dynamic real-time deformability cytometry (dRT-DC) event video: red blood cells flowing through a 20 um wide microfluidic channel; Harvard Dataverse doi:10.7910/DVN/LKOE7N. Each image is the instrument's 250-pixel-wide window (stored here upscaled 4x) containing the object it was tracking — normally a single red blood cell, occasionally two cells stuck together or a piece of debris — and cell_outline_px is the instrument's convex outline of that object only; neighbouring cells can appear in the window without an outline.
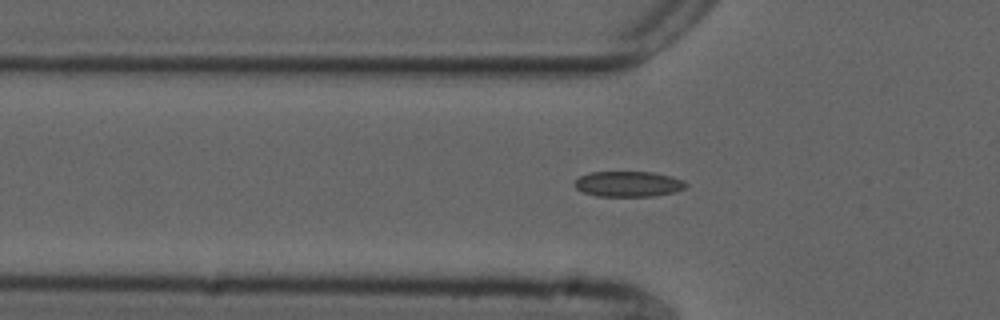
{"species": "common noctule bat (a hibernating species)", "species_latin": "Nyctalus noctula", "temperature_condition": "cold", "stored_images_in_passage": 43, "camera_frame_rate_fps": 3000, "um_per_image_px": 0.085, "animal": {"sex": "male", "forearm_length_mm": 52.5}, "frame": {"image": 1, "passage_image": 13, "time_ms": 4.0, "image_size_px": [1000, 320], "cell_outline_px": [[688, 184], [684, 188], [676, 192], [652, 196], [596, 196], [584, 192], [576, 188], [576, 180], [580, 176], [588, 172], [652, 172], [672, 176], [684, 180]], "centroid_in_image_um": [53.44, 15.63], "position_along_channel_um": 72.4, "area_um2": 16.53}}
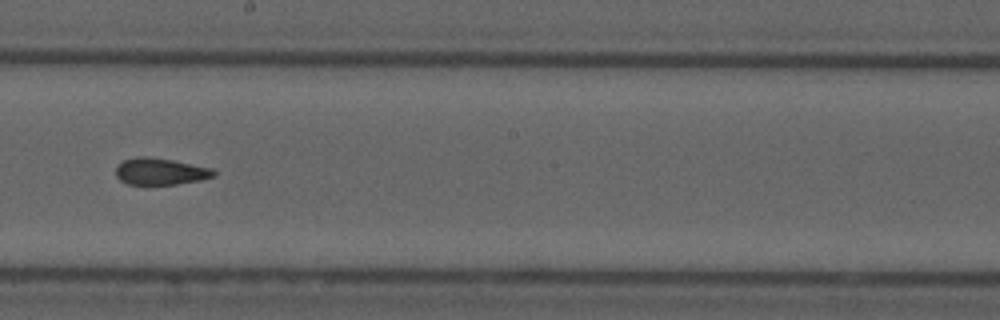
{"frame": {"image": 2, "passage_image": 26, "time_ms": 8.333, "image_size_px": [1000, 320], "cell_outline_px": [[216, 176], [200, 180], [176, 184], [128, 184], [120, 180], [116, 176], [116, 164], [124, 160], [136, 156], [148, 156], [172, 160], [212, 168], [216, 172]], "centroid_in_image_um": [13.61, 14.56], "position_along_channel_um": 234.6, "area_um2": 15.32}}
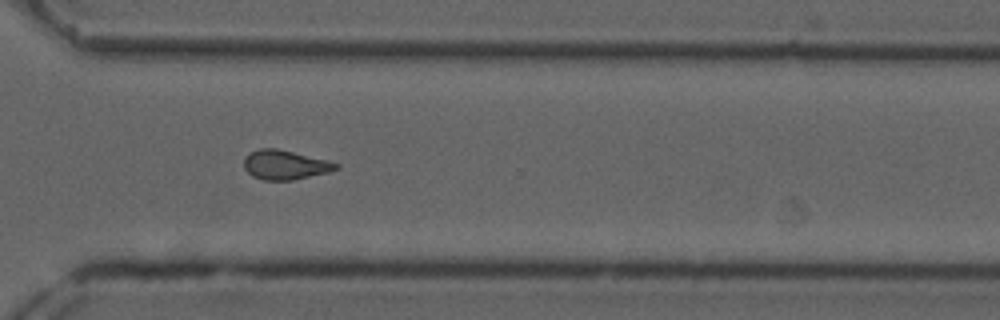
{"frame": {"image": 3, "passage_image": 35, "time_ms": 11.333, "image_size_px": [1000, 320], "cell_outline_px": [[340, 168], [328, 172], [292, 180], [264, 180], [252, 176], [244, 168], [244, 160], [252, 152], [260, 148], [276, 148], [328, 160], [340, 164]], "centroid_in_image_um": [24.26, 14.01], "position_along_channel_um": 346.3, "area_um2": 15.61}, "authors_computed_cell_mechanics": {"area_um2": 15.8372, "velocity_mm_per_s": 3.7268, "shape_relaxation_time_tau1_ms": null, "shape_relaxation_time_tau2_ms": 2.1436, "deformation_change_tau1": null, "deformation_change_tau2": 0.0765}}